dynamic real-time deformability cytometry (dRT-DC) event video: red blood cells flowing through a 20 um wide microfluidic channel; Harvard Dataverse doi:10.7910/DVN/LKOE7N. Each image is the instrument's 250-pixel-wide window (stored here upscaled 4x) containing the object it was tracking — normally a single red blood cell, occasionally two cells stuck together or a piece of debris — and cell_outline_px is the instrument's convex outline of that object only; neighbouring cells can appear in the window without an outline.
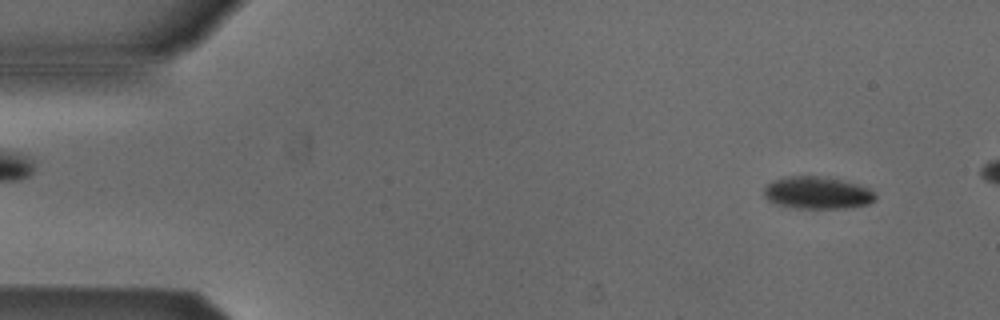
{"species": "Egyptian fruit bat (a non-hibernating species)", "species_latin": "Rousettus aegyptiacus", "temperature_condition": "cold", "stored_images_in_passage": 47, "camera_frame_rate_fps": 3000, "um_per_image_px": 0.085, "animal": {"sex": "male"}, "frame": {"image": 1, "passage_image": 3, "time_ms": 0.667, "image_size_px": [1000, 320], "cell_outline_px": [[876, 200], [868, 204], [852, 208], [796, 208], [776, 204], [768, 200], [764, 196], [764, 188], [772, 180], [788, 176], [820, 176], [840, 180], [856, 184], [868, 188], [876, 196]], "centroid_in_image_um": [69.46, 16.4], "position_along_channel_um": 15.5, "area_um2": 20.92}}
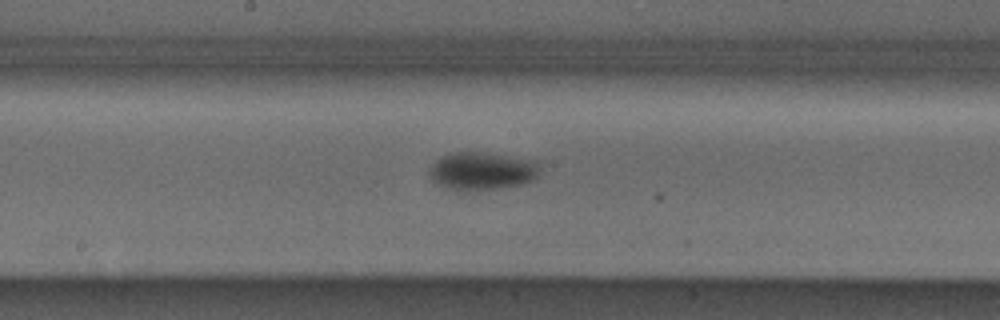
{"frame": {"image": 2, "passage_image": 26, "time_ms": 8.333, "image_size_px": [1000, 320], "cell_outline_px": [[540, 168], [536, 176], [532, 180], [524, 184], [468, 192], [456, 192], [440, 184], [428, 172], [432, 164], [436, 160], [452, 152], [484, 152], [536, 160]], "centroid_in_image_um": [40.99, 14.54], "position_along_channel_um": 207.2, "area_um2": 24.45}}
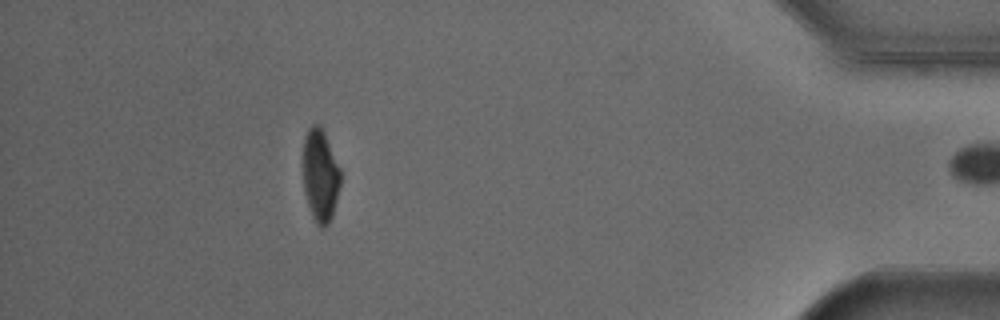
{"frame": {"image": 3, "passage_image": 46, "time_ms": 15.0, "image_size_px": [1000, 320], "cell_outline_px": [[340, 184], [332, 216], [328, 224], [324, 228], [320, 228], [316, 224], [312, 216], [308, 204], [304, 188], [304, 140], [308, 128], [312, 124], [320, 124], [324, 132], [340, 168]], "centroid_in_image_um": [27.23, 14.92], "position_along_channel_um": 408.0, "area_um2": 19.94}, "authors_computed_cell_mechanics": {"area_um2": 23.3512, "velocity_mm_per_s": 3.8684, "shape_relaxation_time_tau1_ms": 2.6879, "shape_relaxation_time_tau2_ms": null, "deformation_change_tau1": 0.1022, "deformation_change_tau2": null}}